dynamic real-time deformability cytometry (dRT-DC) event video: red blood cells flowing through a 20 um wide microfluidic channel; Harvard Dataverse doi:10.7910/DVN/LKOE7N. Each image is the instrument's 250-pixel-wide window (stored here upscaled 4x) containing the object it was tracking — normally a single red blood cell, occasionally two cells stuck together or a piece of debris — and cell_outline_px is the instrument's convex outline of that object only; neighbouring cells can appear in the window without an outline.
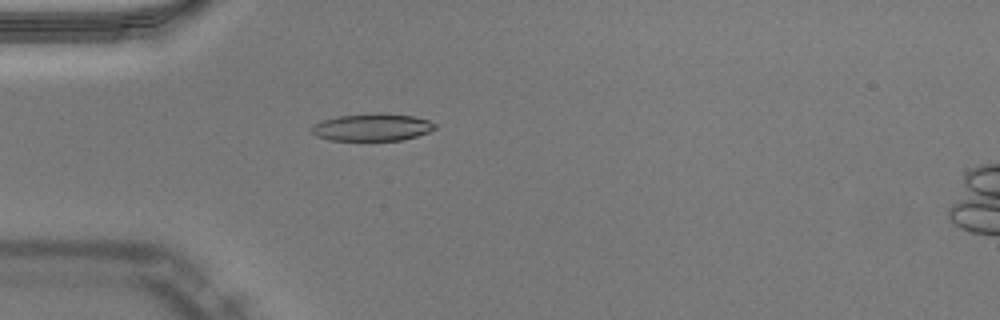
{"species": "Egyptian fruit bat (a non-hibernating species)", "species_latin": "Rousettus aegyptiacus", "temperature_condition": "warm", "stored_images_in_passage": 40, "camera_frame_rate_fps": 3000, "um_per_image_px": 0.085, "animal": {"sex": "male"}, "frame": {"image": 1, "passage_image": 5, "time_ms": 1.333, "image_size_px": [1000, 320], "cell_outline_px": [[436, 128], [428, 132], [416, 136], [400, 140], [328, 140], [316, 136], [308, 128], [312, 124], [324, 120], [340, 116], [380, 112], [412, 116], [428, 120], [436, 124]], "centroid_in_image_um": [31.6, 10.81], "position_along_channel_um": 53.4, "area_um2": 19.65}}
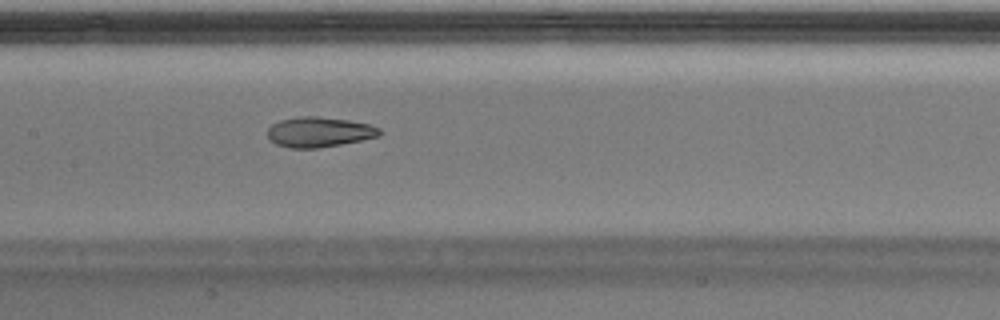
{"frame": {"image": 2, "passage_image": 15, "time_ms": 4.667, "image_size_px": [1000, 320], "cell_outline_px": [[380, 136], [340, 144], [316, 148], [292, 148], [276, 144], [268, 140], [268, 128], [272, 124], [280, 120], [300, 116], [316, 116], [348, 120], [368, 124], [380, 128]], "centroid_in_image_um": [27.09, 11.22], "position_along_channel_um": 180.3, "area_um2": 19.54}}
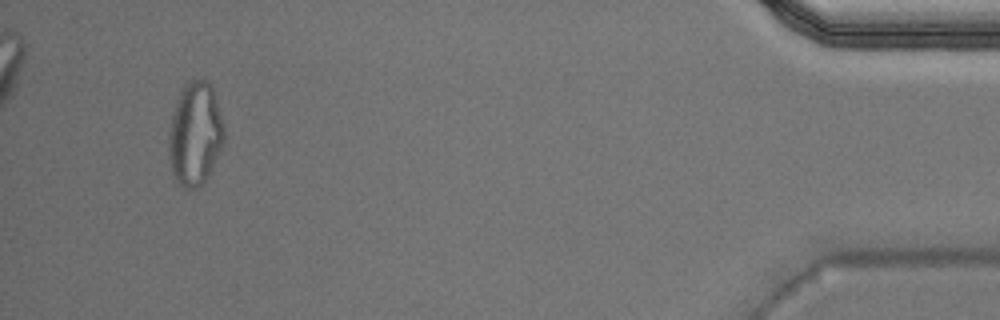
{"frame": {"image": 3, "passage_image": 38, "time_ms": 12.333, "image_size_px": [1000, 320], "cell_outline_px": [[224, 144], [204, 180], [196, 188], [184, 188], [176, 180], [172, 172], [168, 156], [168, 136], [172, 116], [180, 92], [184, 84], [192, 80], [204, 80], [212, 88], [224, 124]], "centroid_in_image_um": [16.57, 11.39], "position_along_channel_um": 418.6, "area_um2": 32.89}, "authors_computed_cell_mechanics": {"area_um2": 19.9121, "velocity_mm_per_s": 4.0381, "shape_relaxation_time_tau1_ms": 8.9778, "shape_relaxation_time_tau2_ms": 2.6873, "deformation_change_tau1": 0.3086, "deformation_change_tau2": 0.1081}}